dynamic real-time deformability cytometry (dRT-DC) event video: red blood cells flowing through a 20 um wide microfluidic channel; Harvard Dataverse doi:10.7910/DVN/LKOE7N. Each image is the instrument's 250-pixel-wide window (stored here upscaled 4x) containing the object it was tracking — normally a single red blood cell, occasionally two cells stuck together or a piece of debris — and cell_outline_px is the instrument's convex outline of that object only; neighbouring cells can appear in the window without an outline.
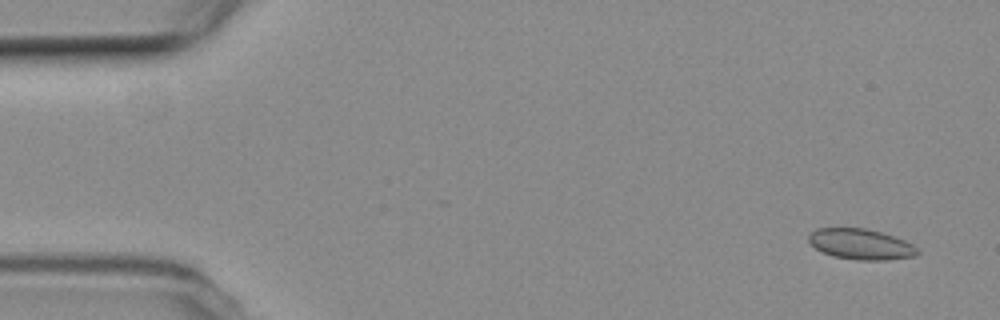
{"species": "common noctule bat (a hibernating species)", "species_latin": "Nyctalus noctula", "temperature_condition": "room temperature", "stored_images_in_passage": 52, "camera_frame_rate_fps": 3000, "um_per_image_px": 0.085, "animal": {"sex": "female", "body_mass_g": 19.3, "forearm_length_mm": 54.1}, "frame": {"image": 1, "passage_image": 1, "time_ms": 0.0, "image_size_px": [1000, 320], "cell_outline_px": [[920, 252], [916, 256], [888, 260], [856, 260], [832, 256], [816, 248], [808, 240], [808, 236], [816, 228], [864, 228], [880, 232], [904, 240], [912, 244]], "centroid_in_image_um": [73.18, 20.76], "position_along_channel_um": 11.8, "area_um2": 19.31}}
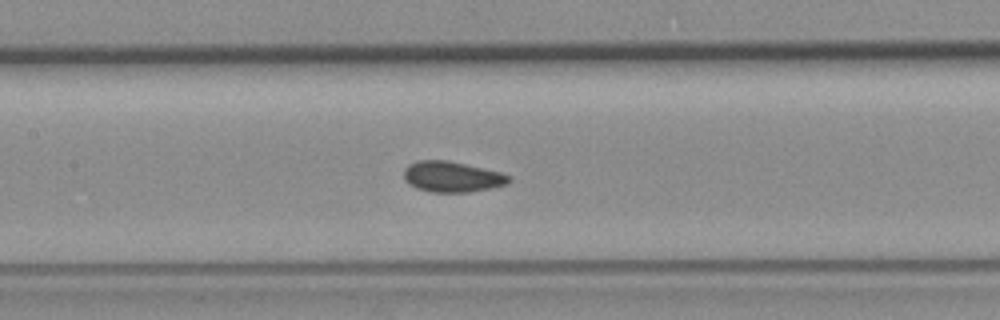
{"frame": {"image": 2, "passage_image": 23, "time_ms": 7.333, "image_size_px": [1000, 320], "cell_outline_px": [[512, 180], [508, 184], [492, 188], [468, 192], [432, 192], [416, 188], [408, 184], [404, 180], [404, 168], [408, 164], [416, 160], [448, 160], [484, 168], [500, 172], [512, 176]], "centroid_in_image_um": [38.43, 15.02], "position_along_channel_um": 169.0, "area_um2": 19.07}}
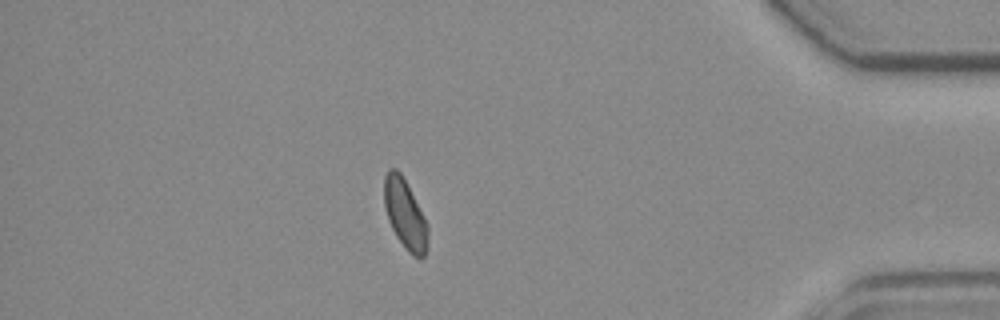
{"frame": {"image": 3, "passage_image": 45, "time_ms": 14.667, "image_size_px": [1000, 320], "cell_outline_px": [[428, 236], [424, 256], [412, 256], [408, 252], [396, 236], [388, 220], [384, 204], [384, 176], [388, 168], [396, 168], [400, 172], [424, 216], [428, 224]], "centroid_in_image_um": [34.41, 18.18], "position_along_channel_um": 400.8, "area_um2": 17.51}, "authors_computed_cell_mechanics": {"area_um2": 18.5538, "velocity_mm_per_s": 3.7683, "shape_relaxation_time_tau1_ms": null, "shape_relaxation_time_tau2_ms": 1.6505, "deformation_change_tau1": null, "deformation_change_tau2": 0.0482}}